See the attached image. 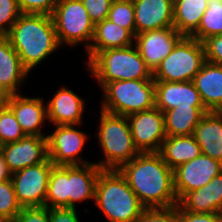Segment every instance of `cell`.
<instances>
[{
  "label": "cell",
  "mask_w": 222,
  "mask_h": 222,
  "mask_svg": "<svg viewBox=\"0 0 222 222\" xmlns=\"http://www.w3.org/2000/svg\"><path fill=\"white\" fill-rule=\"evenodd\" d=\"M3 143H2V141L0 140V154H2V151H3Z\"/></svg>",
  "instance_id": "ee69618b"
},
{
  "label": "cell",
  "mask_w": 222,
  "mask_h": 222,
  "mask_svg": "<svg viewBox=\"0 0 222 222\" xmlns=\"http://www.w3.org/2000/svg\"><path fill=\"white\" fill-rule=\"evenodd\" d=\"M21 14L17 0H0V35H6Z\"/></svg>",
  "instance_id": "1f68e13d"
},
{
  "label": "cell",
  "mask_w": 222,
  "mask_h": 222,
  "mask_svg": "<svg viewBox=\"0 0 222 222\" xmlns=\"http://www.w3.org/2000/svg\"><path fill=\"white\" fill-rule=\"evenodd\" d=\"M207 62L222 65V35H215L203 42Z\"/></svg>",
  "instance_id": "8d00e7d4"
},
{
  "label": "cell",
  "mask_w": 222,
  "mask_h": 222,
  "mask_svg": "<svg viewBox=\"0 0 222 222\" xmlns=\"http://www.w3.org/2000/svg\"><path fill=\"white\" fill-rule=\"evenodd\" d=\"M174 0H132L136 34L173 26Z\"/></svg>",
  "instance_id": "ac0fdd59"
},
{
  "label": "cell",
  "mask_w": 222,
  "mask_h": 222,
  "mask_svg": "<svg viewBox=\"0 0 222 222\" xmlns=\"http://www.w3.org/2000/svg\"><path fill=\"white\" fill-rule=\"evenodd\" d=\"M7 106L14 113L25 135L47 136L41 132L44 122L48 120L43 98L12 94Z\"/></svg>",
  "instance_id": "2e32d148"
},
{
  "label": "cell",
  "mask_w": 222,
  "mask_h": 222,
  "mask_svg": "<svg viewBox=\"0 0 222 222\" xmlns=\"http://www.w3.org/2000/svg\"><path fill=\"white\" fill-rule=\"evenodd\" d=\"M136 222H179L178 205L168 208H145Z\"/></svg>",
  "instance_id": "d6a6232c"
},
{
  "label": "cell",
  "mask_w": 222,
  "mask_h": 222,
  "mask_svg": "<svg viewBox=\"0 0 222 222\" xmlns=\"http://www.w3.org/2000/svg\"><path fill=\"white\" fill-rule=\"evenodd\" d=\"M84 101L74 91L62 86L46 103L47 121L53 125H80L83 122Z\"/></svg>",
  "instance_id": "e0dca14e"
},
{
  "label": "cell",
  "mask_w": 222,
  "mask_h": 222,
  "mask_svg": "<svg viewBox=\"0 0 222 222\" xmlns=\"http://www.w3.org/2000/svg\"><path fill=\"white\" fill-rule=\"evenodd\" d=\"M206 62L203 43L183 36L153 72L154 81H193Z\"/></svg>",
  "instance_id": "ba28073f"
},
{
  "label": "cell",
  "mask_w": 222,
  "mask_h": 222,
  "mask_svg": "<svg viewBox=\"0 0 222 222\" xmlns=\"http://www.w3.org/2000/svg\"><path fill=\"white\" fill-rule=\"evenodd\" d=\"M193 82L208 111H222V65L205 62Z\"/></svg>",
  "instance_id": "603a6c76"
},
{
  "label": "cell",
  "mask_w": 222,
  "mask_h": 222,
  "mask_svg": "<svg viewBox=\"0 0 222 222\" xmlns=\"http://www.w3.org/2000/svg\"><path fill=\"white\" fill-rule=\"evenodd\" d=\"M204 106L193 81H155V107L165 111L178 106Z\"/></svg>",
  "instance_id": "d6986e66"
},
{
  "label": "cell",
  "mask_w": 222,
  "mask_h": 222,
  "mask_svg": "<svg viewBox=\"0 0 222 222\" xmlns=\"http://www.w3.org/2000/svg\"><path fill=\"white\" fill-rule=\"evenodd\" d=\"M135 36L126 28L111 22L108 18L97 22L90 47L87 63L99 52L111 48H124L134 44Z\"/></svg>",
  "instance_id": "7402d4cb"
},
{
  "label": "cell",
  "mask_w": 222,
  "mask_h": 222,
  "mask_svg": "<svg viewBox=\"0 0 222 222\" xmlns=\"http://www.w3.org/2000/svg\"><path fill=\"white\" fill-rule=\"evenodd\" d=\"M80 125H55L47 135L48 158L55 166L82 165L88 162L80 157L89 136L78 129Z\"/></svg>",
  "instance_id": "8fae6325"
},
{
  "label": "cell",
  "mask_w": 222,
  "mask_h": 222,
  "mask_svg": "<svg viewBox=\"0 0 222 222\" xmlns=\"http://www.w3.org/2000/svg\"><path fill=\"white\" fill-rule=\"evenodd\" d=\"M135 147L140 153L160 152L165 131L164 113L153 107L127 116Z\"/></svg>",
  "instance_id": "7c38bea8"
},
{
  "label": "cell",
  "mask_w": 222,
  "mask_h": 222,
  "mask_svg": "<svg viewBox=\"0 0 222 222\" xmlns=\"http://www.w3.org/2000/svg\"><path fill=\"white\" fill-rule=\"evenodd\" d=\"M2 154L11 174L48 158L47 136H30L3 145Z\"/></svg>",
  "instance_id": "9a60e30c"
},
{
  "label": "cell",
  "mask_w": 222,
  "mask_h": 222,
  "mask_svg": "<svg viewBox=\"0 0 222 222\" xmlns=\"http://www.w3.org/2000/svg\"><path fill=\"white\" fill-rule=\"evenodd\" d=\"M193 136L202 154L222 163V111H207L194 129Z\"/></svg>",
  "instance_id": "44dd1931"
},
{
  "label": "cell",
  "mask_w": 222,
  "mask_h": 222,
  "mask_svg": "<svg viewBox=\"0 0 222 222\" xmlns=\"http://www.w3.org/2000/svg\"><path fill=\"white\" fill-rule=\"evenodd\" d=\"M20 211L12 181L0 182V215L11 222Z\"/></svg>",
  "instance_id": "4dcf8cb0"
},
{
  "label": "cell",
  "mask_w": 222,
  "mask_h": 222,
  "mask_svg": "<svg viewBox=\"0 0 222 222\" xmlns=\"http://www.w3.org/2000/svg\"><path fill=\"white\" fill-rule=\"evenodd\" d=\"M97 135L104 154L103 160L95 162L101 169H119L140 152L133 142L127 116L100 111Z\"/></svg>",
  "instance_id": "8992f818"
},
{
  "label": "cell",
  "mask_w": 222,
  "mask_h": 222,
  "mask_svg": "<svg viewBox=\"0 0 222 222\" xmlns=\"http://www.w3.org/2000/svg\"><path fill=\"white\" fill-rule=\"evenodd\" d=\"M11 173L7 167L3 154H0V182L11 180Z\"/></svg>",
  "instance_id": "60d3db41"
},
{
  "label": "cell",
  "mask_w": 222,
  "mask_h": 222,
  "mask_svg": "<svg viewBox=\"0 0 222 222\" xmlns=\"http://www.w3.org/2000/svg\"><path fill=\"white\" fill-rule=\"evenodd\" d=\"M206 9L207 0H174V28L182 36L191 37L197 31Z\"/></svg>",
  "instance_id": "484cf974"
},
{
  "label": "cell",
  "mask_w": 222,
  "mask_h": 222,
  "mask_svg": "<svg viewBox=\"0 0 222 222\" xmlns=\"http://www.w3.org/2000/svg\"><path fill=\"white\" fill-rule=\"evenodd\" d=\"M178 218L179 222H222L221 213H192L189 211H185L179 204Z\"/></svg>",
  "instance_id": "74e56055"
},
{
  "label": "cell",
  "mask_w": 222,
  "mask_h": 222,
  "mask_svg": "<svg viewBox=\"0 0 222 222\" xmlns=\"http://www.w3.org/2000/svg\"><path fill=\"white\" fill-rule=\"evenodd\" d=\"M11 222H49V208L41 207H25Z\"/></svg>",
  "instance_id": "d590c367"
},
{
  "label": "cell",
  "mask_w": 222,
  "mask_h": 222,
  "mask_svg": "<svg viewBox=\"0 0 222 222\" xmlns=\"http://www.w3.org/2000/svg\"><path fill=\"white\" fill-rule=\"evenodd\" d=\"M100 110L129 116L155 107L154 80H117L102 89Z\"/></svg>",
  "instance_id": "52a82bcc"
},
{
  "label": "cell",
  "mask_w": 222,
  "mask_h": 222,
  "mask_svg": "<svg viewBox=\"0 0 222 222\" xmlns=\"http://www.w3.org/2000/svg\"><path fill=\"white\" fill-rule=\"evenodd\" d=\"M51 16L61 46L83 43L85 50L90 47L95 24L81 0H58Z\"/></svg>",
  "instance_id": "9c48e42d"
},
{
  "label": "cell",
  "mask_w": 222,
  "mask_h": 222,
  "mask_svg": "<svg viewBox=\"0 0 222 222\" xmlns=\"http://www.w3.org/2000/svg\"><path fill=\"white\" fill-rule=\"evenodd\" d=\"M22 64L7 35H0V65Z\"/></svg>",
  "instance_id": "f35d334b"
},
{
  "label": "cell",
  "mask_w": 222,
  "mask_h": 222,
  "mask_svg": "<svg viewBox=\"0 0 222 222\" xmlns=\"http://www.w3.org/2000/svg\"><path fill=\"white\" fill-rule=\"evenodd\" d=\"M94 24L108 18L113 0H81Z\"/></svg>",
  "instance_id": "e575fe53"
},
{
  "label": "cell",
  "mask_w": 222,
  "mask_h": 222,
  "mask_svg": "<svg viewBox=\"0 0 222 222\" xmlns=\"http://www.w3.org/2000/svg\"><path fill=\"white\" fill-rule=\"evenodd\" d=\"M87 71L96 79L101 89L117 80H153L136 46L111 48L99 51L88 63Z\"/></svg>",
  "instance_id": "5b68a950"
},
{
  "label": "cell",
  "mask_w": 222,
  "mask_h": 222,
  "mask_svg": "<svg viewBox=\"0 0 222 222\" xmlns=\"http://www.w3.org/2000/svg\"><path fill=\"white\" fill-rule=\"evenodd\" d=\"M102 169L95 163L54 166L51 170L45 206L76 208L81 201H95L98 176Z\"/></svg>",
  "instance_id": "3957f363"
},
{
  "label": "cell",
  "mask_w": 222,
  "mask_h": 222,
  "mask_svg": "<svg viewBox=\"0 0 222 222\" xmlns=\"http://www.w3.org/2000/svg\"><path fill=\"white\" fill-rule=\"evenodd\" d=\"M26 135L8 106L0 107V140L3 144L16 142Z\"/></svg>",
  "instance_id": "f1b7e54d"
},
{
  "label": "cell",
  "mask_w": 222,
  "mask_h": 222,
  "mask_svg": "<svg viewBox=\"0 0 222 222\" xmlns=\"http://www.w3.org/2000/svg\"><path fill=\"white\" fill-rule=\"evenodd\" d=\"M118 170L145 208L178 205L173 170L159 152L139 153Z\"/></svg>",
  "instance_id": "6da1fadb"
},
{
  "label": "cell",
  "mask_w": 222,
  "mask_h": 222,
  "mask_svg": "<svg viewBox=\"0 0 222 222\" xmlns=\"http://www.w3.org/2000/svg\"><path fill=\"white\" fill-rule=\"evenodd\" d=\"M76 208H49V222H80Z\"/></svg>",
  "instance_id": "ab89813d"
},
{
  "label": "cell",
  "mask_w": 222,
  "mask_h": 222,
  "mask_svg": "<svg viewBox=\"0 0 222 222\" xmlns=\"http://www.w3.org/2000/svg\"><path fill=\"white\" fill-rule=\"evenodd\" d=\"M108 19L117 25L128 29L134 36L136 35L134 5L132 0H113Z\"/></svg>",
  "instance_id": "83f0119b"
},
{
  "label": "cell",
  "mask_w": 222,
  "mask_h": 222,
  "mask_svg": "<svg viewBox=\"0 0 222 222\" xmlns=\"http://www.w3.org/2000/svg\"><path fill=\"white\" fill-rule=\"evenodd\" d=\"M215 35H222V0H207V9L191 37L203 42Z\"/></svg>",
  "instance_id": "4316f807"
},
{
  "label": "cell",
  "mask_w": 222,
  "mask_h": 222,
  "mask_svg": "<svg viewBox=\"0 0 222 222\" xmlns=\"http://www.w3.org/2000/svg\"><path fill=\"white\" fill-rule=\"evenodd\" d=\"M94 203L109 222H136L145 210L117 169L100 171Z\"/></svg>",
  "instance_id": "277c9868"
},
{
  "label": "cell",
  "mask_w": 222,
  "mask_h": 222,
  "mask_svg": "<svg viewBox=\"0 0 222 222\" xmlns=\"http://www.w3.org/2000/svg\"><path fill=\"white\" fill-rule=\"evenodd\" d=\"M6 35L29 73L62 47L47 14L22 13Z\"/></svg>",
  "instance_id": "7a4b0ae2"
},
{
  "label": "cell",
  "mask_w": 222,
  "mask_h": 222,
  "mask_svg": "<svg viewBox=\"0 0 222 222\" xmlns=\"http://www.w3.org/2000/svg\"><path fill=\"white\" fill-rule=\"evenodd\" d=\"M222 172V163L201 154L173 170L174 190L178 201L188 192L199 189Z\"/></svg>",
  "instance_id": "4fadbf2b"
},
{
  "label": "cell",
  "mask_w": 222,
  "mask_h": 222,
  "mask_svg": "<svg viewBox=\"0 0 222 222\" xmlns=\"http://www.w3.org/2000/svg\"><path fill=\"white\" fill-rule=\"evenodd\" d=\"M204 106H178L165 111V131L167 136H190L203 114Z\"/></svg>",
  "instance_id": "d4e9b609"
},
{
  "label": "cell",
  "mask_w": 222,
  "mask_h": 222,
  "mask_svg": "<svg viewBox=\"0 0 222 222\" xmlns=\"http://www.w3.org/2000/svg\"><path fill=\"white\" fill-rule=\"evenodd\" d=\"M12 93L0 82V107L7 106Z\"/></svg>",
  "instance_id": "b9f144b4"
},
{
  "label": "cell",
  "mask_w": 222,
  "mask_h": 222,
  "mask_svg": "<svg viewBox=\"0 0 222 222\" xmlns=\"http://www.w3.org/2000/svg\"><path fill=\"white\" fill-rule=\"evenodd\" d=\"M0 222H9V221L0 215Z\"/></svg>",
  "instance_id": "7bdbcfd3"
},
{
  "label": "cell",
  "mask_w": 222,
  "mask_h": 222,
  "mask_svg": "<svg viewBox=\"0 0 222 222\" xmlns=\"http://www.w3.org/2000/svg\"><path fill=\"white\" fill-rule=\"evenodd\" d=\"M54 166L47 158L40 164L26 167L11 175L16 199L21 208L45 206L49 176Z\"/></svg>",
  "instance_id": "30bf717a"
},
{
  "label": "cell",
  "mask_w": 222,
  "mask_h": 222,
  "mask_svg": "<svg viewBox=\"0 0 222 222\" xmlns=\"http://www.w3.org/2000/svg\"><path fill=\"white\" fill-rule=\"evenodd\" d=\"M178 204L192 213H221L222 172L203 187L188 192Z\"/></svg>",
  "instance_id": "ffe728a7"
},
{
  "label": "cell",
  "mask_w": 222,
  "mask_h": 222,
  "mask_svg": "<svg viewBox=\"0 0 222 222\" xmlns=\"http://www.w3.org/2000/svg\"><path fill=\"white\" fill-rule=\"evenodd\" d=\"M159 153L167 165L174 170L178 166L200 156L202 151L193 135L167 136L163 140Z\"/></svg>",
  "instance_id": "cb8c5ba5"
},
{
  "label": "cell",
  "mask_w": 222,
  "mask_h": 222,
  "mask_svg": "<svg viewBox=\"0 0 222 222\" xmlns=\"http://www.w3.org/2000/svg\"><path fill=\"white\" fill-rule=\"evenodd\" d=\"M182 37L174 27H166L136 34L134 45L153 73Z\"/></svg>",
  "instance_id": "5bb4252c"
},
{
  "label": "cell",
  "mask_w": 222,
  "mask_h": 222,
  "mask_svg": "<svg viewBox=\"0 0 222 222\" xmlns=\"http://www.w3.org/2000/svg\"><path fill=\"white\" fill-rule=\"evenodd\" d=\"M21 13L52 15L58 0H17Z\"/></svg>",
  "instance_id": "836d02e7"
},
{
  "label": "cell",
  "mask_w": 222,
  "mask_h": 222,
  "mask_svg": "<svg viewBox=\"0 0 222 222\" xmlns=\"http://www.w3.org/2000/svg\"><path fill=\"white\" fill-rule=\"evenodd\" d=\"M29 72L22 64L0 65V82L12 93H21L20 87L27 79Z\"/></svg>",
  "instance_id": "f546056e"
}]
</instances>
